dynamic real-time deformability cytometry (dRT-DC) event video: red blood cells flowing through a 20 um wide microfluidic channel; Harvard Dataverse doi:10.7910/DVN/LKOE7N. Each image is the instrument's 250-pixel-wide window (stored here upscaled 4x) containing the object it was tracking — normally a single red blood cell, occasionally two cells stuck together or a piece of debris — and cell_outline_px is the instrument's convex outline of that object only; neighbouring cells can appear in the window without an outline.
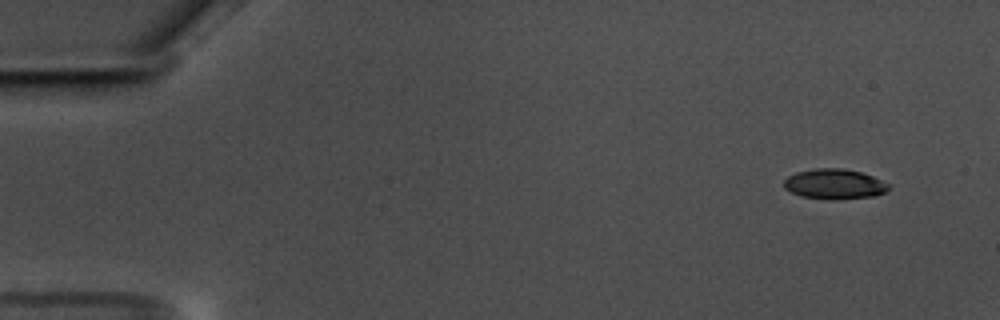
{"species": "common noctule bat (a hibernating species)", "species_latin": "Nyctalus noctula", "temperature_condition": "warm", "stored_images_in_passage": 59, "camera_frame_rate_fps": 3000, "um_per_image_px": 0.085, "animal": {"sex": "male", "body_mass_g": 17.5, "forearm_length_mm": 52.3}, "frame": {"image": 1, "passage_image": 5, "time_ms": 1.333, "image_size_px": [1000, 320], "cell_outline_px": [[892, 184], [884, 192], [872, 196], [836, 200], [832, 200], [800, 196], [784, 188], [784, 180], [788, 176], [796, 172], [816, 168], [844, 168], [860, 172], [872, 176]], "centroid_in_image_um": [70.92, 15.64], "position_along_channel_um": 14.1, "area_um2": 18.44}}
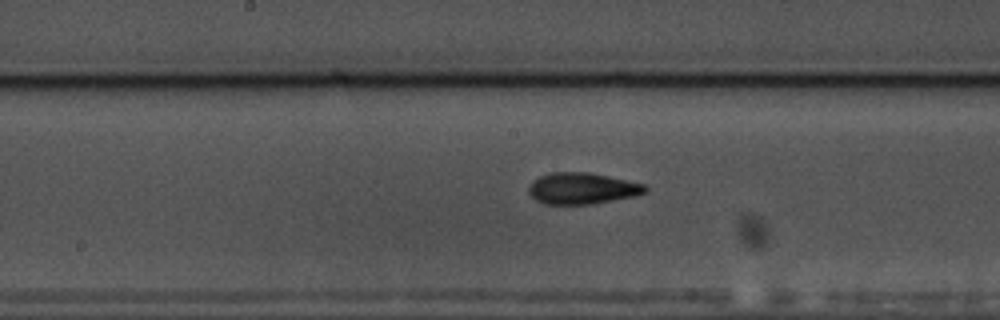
{"frame": {"image": 2, "passage_image": 31, "time_ms": 10.0, "image_size_px": [1000, 320], "cell_outline_px": [[648, 192], [636, 196], [592, 204], [544, 204], [536, 200], [528, 192], [528, 188], [532, 180], [540, 176], [552, 172], [588, 172], [608, 176], [644, 184], [648, 188]], "centroid_in_image_um": [49.49, 16.02], "position_along_channel_um": 198.7, "area_um2": 21.39}}
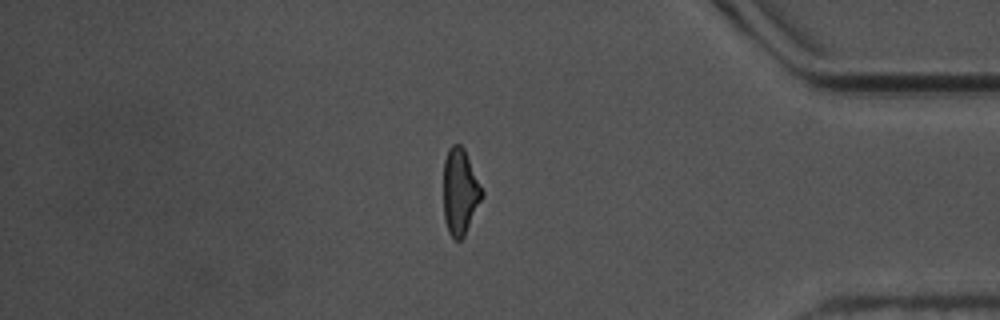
{"frame": {"image": 3, "passage_image": 50, "time_ms": 16.333, "image_size_px": [1000, 320], "cell_outline_px": [[484, 196], [464, 236], [460, 240], [456, 240], [448, 232], [444, 220], [444, 160], [448, 148], [452, 144], [460, 144], [464, 148], [484, 192]], "centroid_in_image_um": [39.11, 16.29], "position_along_channel_um": 396.1, "area_um2": 19.42}, "authors_computed_cell_mechanics": {"area_um2": 19.8832, "velocity_mm_per_s": 3.556, "shape_relaxation_time_tau1_ms": 3.6696, "shape_relaxation_time_tau2_ms": 2.9226, "deformation_change_tau1": 0.1594, "deformation_change_tau2": 0.1095}}